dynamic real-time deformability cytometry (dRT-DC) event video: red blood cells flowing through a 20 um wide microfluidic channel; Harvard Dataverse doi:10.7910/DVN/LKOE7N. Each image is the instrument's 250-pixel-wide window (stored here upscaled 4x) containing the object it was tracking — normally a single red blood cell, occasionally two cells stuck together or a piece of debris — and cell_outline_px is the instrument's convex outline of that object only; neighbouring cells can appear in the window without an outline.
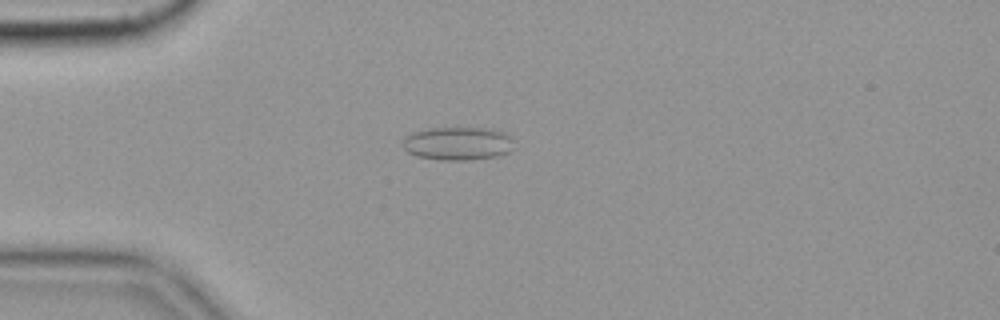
{"species": "common noctule bat (a hibernating species)", "species_latin": "Nyctalus noctula", "temperature_condition": "cold", "stored_images_in_passage": 45, "camera_frame_rate_fps": 3000, "um_per_image_px": 0.085, "animal": {"sex": "female", "body_mass_g": 19.9}, "frame": {"image": 1, "passage_image": 3, "time_ms": 0.667, "image_size_px": [1000, 320], "cell_outline_px": [[512, 140], [508, 152], [496, 156], [468, 160], [444, 160], [420, 156], [408, 152], [404, 148], [404, 140], [412, 132], [428, 128], [492, 128], [508, 136]], "centroid_in_image_um": [38.89, 12.19], "position_along_channel_um": 46.1, "area_um2": 21.04}}
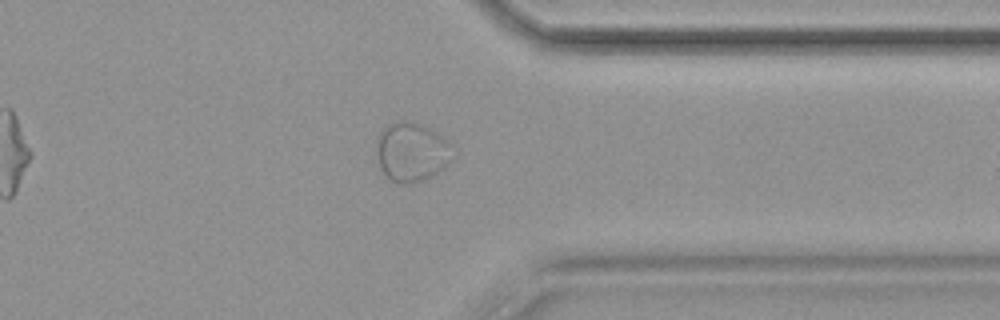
{"frame": {"image": 2, "passage_image": 33, "time_ms": 10.667, "image_size_px": [1000, 320], "cell_outline_px": [[456, 156], [444, 168], [432, 176], [420, 180], [404, 184], [400, 184], [388, 180], [380, 164], [376, 152], [376, 136], [388, 124], [396, 120], [408, 120], [420, 124], [428, 128], [448, 140], [452, 144]], "centroid_in_image_um": [35.01, 12.9], "position_along_channel_um": 376.4, "area_um2": 26.65}}
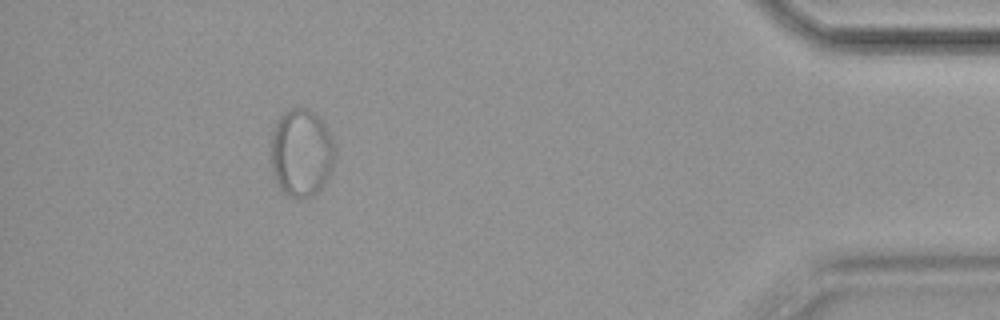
{"frame": {"image": 3, "passage_image": 40, "time_ms": 13.0, "image_size_px": [1000, 320], "cell_outline_px": [[336, 148], [332, 164], [328, 176], [320, 188], [312, 196], [300, 200], [284, 192], [280, 188], [272, 172], [268, 152], [272, 132], [280, 116], [292, 108], [308, 108], [324, 124], [332, 136]], "centroid_in_image_um": [25.58, 13.0], "position_along_channel_um": 409.6, "area_um2": 32.95}}